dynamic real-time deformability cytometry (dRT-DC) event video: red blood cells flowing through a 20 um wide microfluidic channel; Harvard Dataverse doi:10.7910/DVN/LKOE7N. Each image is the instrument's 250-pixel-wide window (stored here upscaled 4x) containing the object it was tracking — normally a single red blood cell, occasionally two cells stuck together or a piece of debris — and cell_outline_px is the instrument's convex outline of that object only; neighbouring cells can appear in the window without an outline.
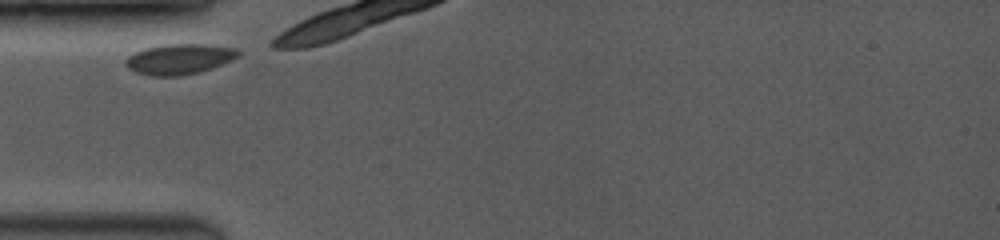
{"species": "common noctule bat (a hibernating species)", "species_latin": "Nyctalus noctula", "temperature_condition": "room temperature", "stored_images_in_passage": 4, "camera_frame_rate_fps": 3500, "um_per_image_px": 0.085, "animal": {"sex": "female", "body_mass_g": 19.0, "forearm_length_mm": 53.3}, "frame": {"image": 1, "passage_image": 1, "time_ms": 0.0, "image_size_px": [1000, 240], "cell_outline_px": [[240, 56], [232, 60], [212, 68], [200, 72], [180, 76], [152, 76], [136, 72], [128, 68], [124, 64], [124, 60], [128, 56], [144, 48], [164, 44], [204, 44], [236, 48], [240, 52]], "centroid_in_image_um": [15.24, 5.02], "position_along_channel_um": 69.8, "area_um2": 20.11}}